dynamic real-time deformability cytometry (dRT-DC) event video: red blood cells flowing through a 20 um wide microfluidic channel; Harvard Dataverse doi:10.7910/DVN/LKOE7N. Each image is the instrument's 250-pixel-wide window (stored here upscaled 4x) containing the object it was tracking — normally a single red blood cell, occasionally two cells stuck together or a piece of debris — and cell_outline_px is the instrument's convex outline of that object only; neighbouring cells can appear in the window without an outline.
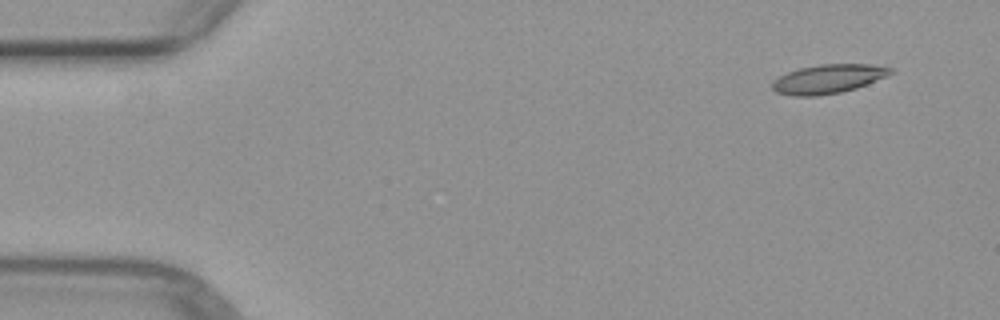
{"species": "common noctule bat (a hibernating species)", "species_latin": "Nyctalus noctula", "temperature_condition": "warm", "stored_images_in_passage": 3, "camera_frame_rate_fps": 3000, "um_per_image_px": 0.085, "animal": {"sex": "female", "body_mass_g": 29.2, "forearm_length_mm": 56.3}, "frame": {"image": 1, "passage_image": 1, "time_ms": 0.0, "image_size_px": [1000, 320], "cell_outline_px": [[892, 72], [884, 76], [856, 88], [840, 92], [820, 96], [792, 96], [776, 92], [772, 88], [772, 80], [788, 72], [800, 68], [820, 64], [868, 64], [892, 68]], "centroid_in_image_um": [70.32, 6.71], "position_along_channel_um": 14.7, "area_um2": 19.71}}